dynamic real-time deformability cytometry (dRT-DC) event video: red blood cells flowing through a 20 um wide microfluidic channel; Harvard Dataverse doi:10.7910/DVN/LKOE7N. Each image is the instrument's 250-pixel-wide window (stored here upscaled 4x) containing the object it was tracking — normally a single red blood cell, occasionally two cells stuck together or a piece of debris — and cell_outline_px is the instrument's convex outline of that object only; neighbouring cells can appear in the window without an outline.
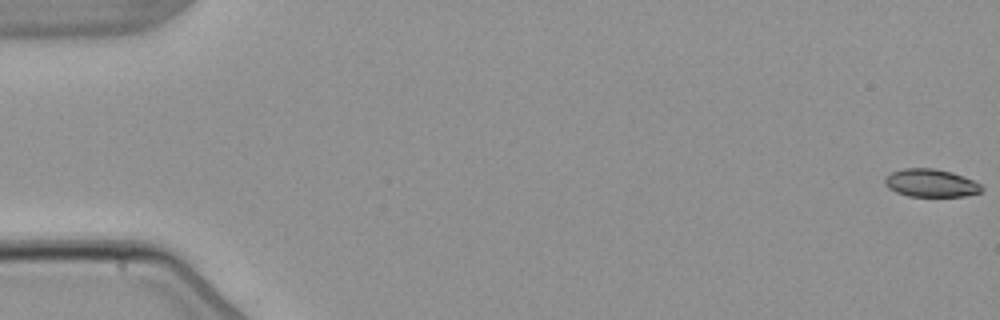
{"species": "common noctule bat (a hibernating species)", "species_latin": "Nyctalus noctula", "temperature_condition": "warm", "stored_images_in_passage": 5, "camera_frame_rate_fps": 3000, "um_per_image_px": 0.085, "animal": {"sex": "male", "body_mass_g": 21.5, "forearm_length_mm": 52.0}, "frame": {"image": 1, "passage_image": 1, "time_ms": 0.0, "image_size_px": [1000, 320], "cell_outline_px": [[984, 188], [980, 192], [964, 196], [908, 196], [896, 192], [888, 188], [884, 184], [884, 180], [892, 172], [904, 168], [932, 168], [952, 172], [972, 180], [980, 184]], "centroid_in_image_um": [79.11, 15.56], "position_along_channel_um": 5.9, "area_um2": 15.61}}
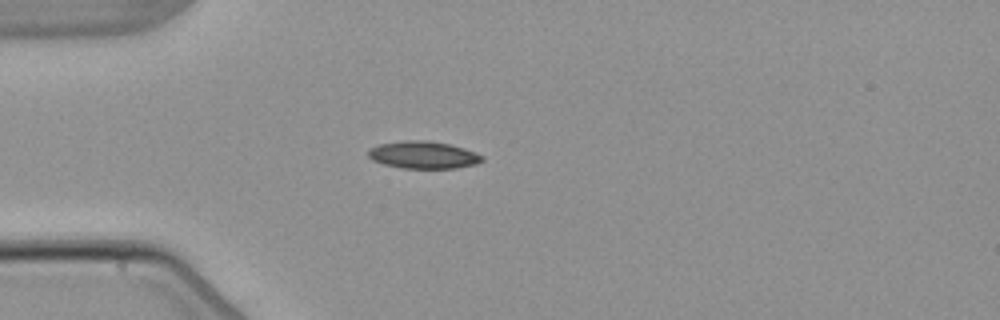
{"frame": {"image": 2, "passage_image": 5, "time_ms": 5.0, "image_size_px": [1000, 320], "cell_outline_px": [[484, 160], [476, 164], [456, 168], [404, 168], [384, 164], [372, 160], [368, 156], [368, 152], [372, 148], [380, 144], [404, 140], [428, 140], [448, 144], [464, 148], [476, 152], [484, 156]], "centroid_in_image_um": [36.02, 13.17], "position_along_channel_um": 49.0, "area_um2": 18.09}}